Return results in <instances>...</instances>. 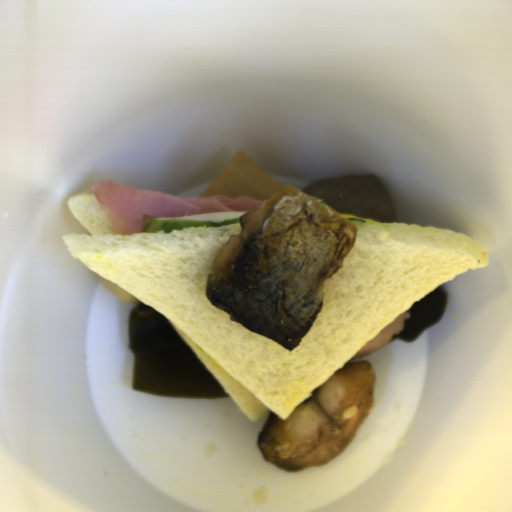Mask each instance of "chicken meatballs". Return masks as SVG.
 Listing matches in <instances>:
<instances>
[{"label":"chicken meatballs","mask_w":512,"mask_h":512,"mask_svg":"<svg viewBox=\"0 0 512 512\" xmlns=\"http://www.w3.org/2000/svg\"><path fill=\"white\" fill-rule=\"evenodd\" d=\"M301 191L325 201L341 215H356L378 223L396 224L391 193L373 174L325 176Z\"/></svg>","instance_id":"1"}]
</instances>
